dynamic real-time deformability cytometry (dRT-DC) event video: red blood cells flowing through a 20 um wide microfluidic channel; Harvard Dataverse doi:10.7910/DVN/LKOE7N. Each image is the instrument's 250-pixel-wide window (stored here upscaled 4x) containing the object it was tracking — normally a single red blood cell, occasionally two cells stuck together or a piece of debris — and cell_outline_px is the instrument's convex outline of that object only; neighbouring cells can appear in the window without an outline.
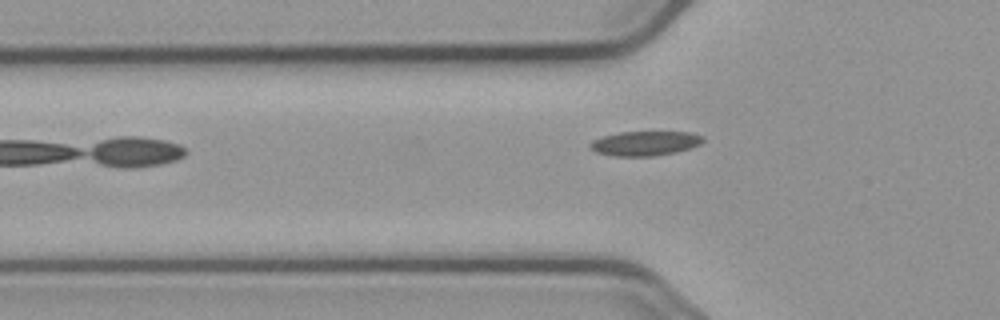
{"species": "common noctule bat (a hibernating species)", "species_latin": "Nyctalus noctula", "temperature_condition": "cold", "stored_images_in_passage": 5, "camera_frame_rate_fps": 3000, "um_per_image_px": 0.085, "animal": {"sex": "male", "body_mass_g": 23.1, "forearm_length_mm": 52.7}, "frame": {"image": 1, "passage_image": 5, "time_ms": 5.667, "image_size_px": [1000, 320], "cell_outline_px": [[704, 140], [700, 144], [692, 148], [676, 152], [652, 156], [616, 156], [596, 152], [588, 144], [592, 140], [604, 136], [620, 132], [692, 132], [704, 136]], "centroid_in_image_um": [54.87, 12.18], "position_along_channel_um": 70.9, "area_um2": 16.13}}